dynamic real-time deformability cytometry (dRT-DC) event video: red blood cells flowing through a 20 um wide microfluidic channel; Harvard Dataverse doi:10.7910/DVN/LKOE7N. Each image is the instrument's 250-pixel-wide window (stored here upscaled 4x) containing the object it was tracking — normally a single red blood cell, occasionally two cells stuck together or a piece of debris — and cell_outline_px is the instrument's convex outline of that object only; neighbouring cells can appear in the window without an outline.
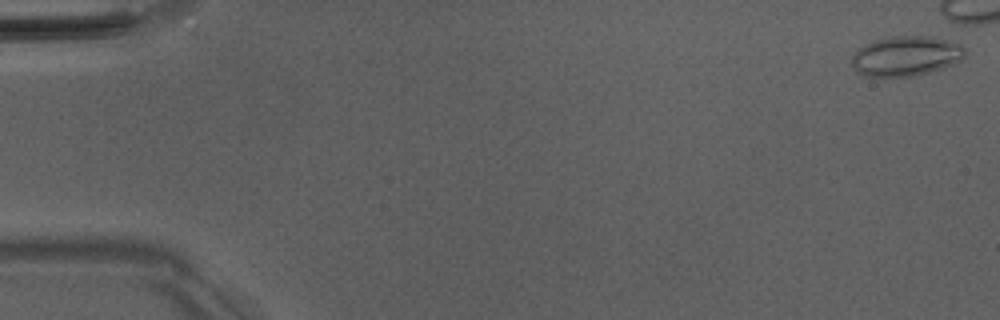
{"species": "Egyptian fruit bat (a non-hibernating species)", "species_latin": "Rousettus aegyptiacus", "temperature_condition": "room temperature", "stored_images_in_passage": 4, "camera_frame_rate_fps": 3000, "um_per_image_px": 0.085, "animal": {"sex": "male"}, "frame": {"image": 1, "passage_image": 1, "time_ms": 0.0, "image_size_px": [1000, 320], "cell_outline_px": [[964, 56], [960, 60], [944, 68], [912, 76], [864, 76], [856, 72], [852, 64], [852, 56], [860, 48], [872, 40], [896, 36], [928, 36], [960, 44], [964, 48]], "centroid_in_image_um": [76.98, 4.77], "position_along_channel_um": 8.0, "area_um2": 26.01}}